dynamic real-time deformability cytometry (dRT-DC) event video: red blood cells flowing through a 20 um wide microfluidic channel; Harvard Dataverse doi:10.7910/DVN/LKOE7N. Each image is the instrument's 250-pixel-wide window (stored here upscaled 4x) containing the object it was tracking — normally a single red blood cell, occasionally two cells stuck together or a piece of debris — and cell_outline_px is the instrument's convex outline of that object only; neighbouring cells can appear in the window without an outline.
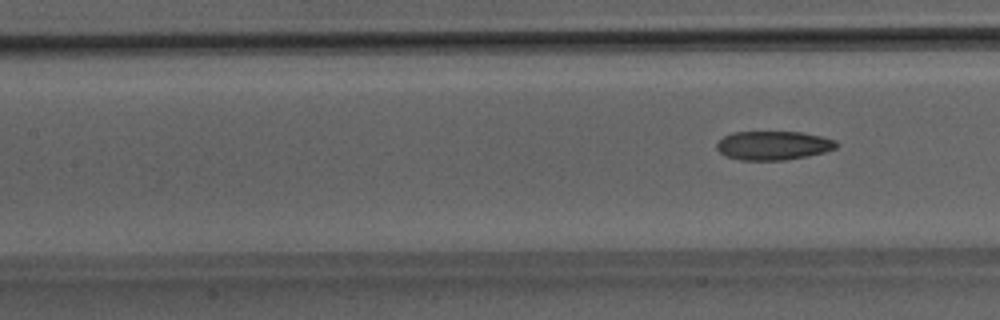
{"species": "Egyptian fruit bat (a non-hibernating species)", "species_latin": "Rousettus aegyptiacus", "temperature_condition": "room temperature", "stored_images_in_passage": 25, "camera_frame_rate_fps": 3000, "um_per_image_px": 0.085, "animal": {"sex": "male"}, "frame": {"image": 1, "passage_image": 25, "time_ms": 8.0, "image_size_px": [1000, 320], "cell_outline_px": [[840, 144], [836, 148], [824, 152], [808, 156], [784, 160], [740, 160], [724, 156], [716, 148], [716, 144], [724, 136], [732, 132], [800, 132], [820, 136], [836, 140]], "centroid_in_image_um": [65.73, 12.37], "position_along_channel_um": 141.7, "area_um2": 20.23}}